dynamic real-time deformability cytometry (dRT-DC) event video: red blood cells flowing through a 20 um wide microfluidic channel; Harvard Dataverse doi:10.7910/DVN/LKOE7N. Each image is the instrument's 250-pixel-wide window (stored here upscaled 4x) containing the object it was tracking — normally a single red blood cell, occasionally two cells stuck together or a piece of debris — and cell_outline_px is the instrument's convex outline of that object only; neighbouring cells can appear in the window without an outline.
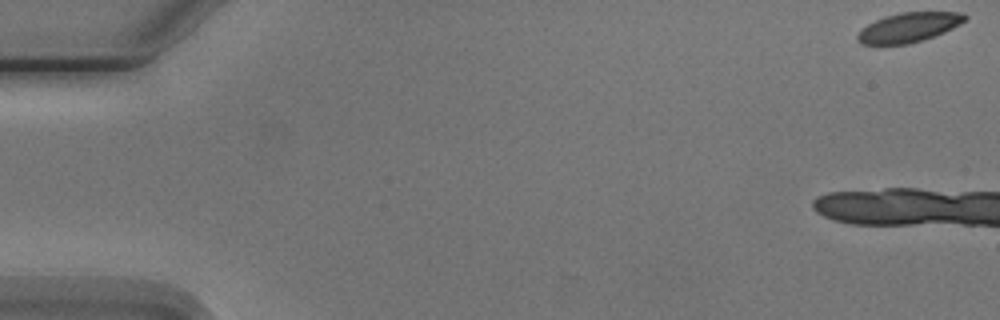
{"species": "Egyptian fruit bat (a non-hibernating species)", "species_latin": "Rousettus aegyptiacus", "temperature_condition": "cold", "stored_images_in_passage": 5, "camera_frame_rate_fps": 3000, "um_per_image_px": 0.085, "animal": {"sex": "male"}, "frame": {"image": 1, "passage_image": 1, "time_ms": 0.0, "image_size_px": [1000, 320], "cell_outline_px": [[968, 16], [960, 24], [944, 32], [908, 44], [860, 44], [856, 40], [856, 36], [868, 24], [884, 16], [900, 12], [964, 12]], "centroid_in_image_um": [77.24, 2.31], "position_along_channel_um": 7.8, "area_um2": 18.26}}